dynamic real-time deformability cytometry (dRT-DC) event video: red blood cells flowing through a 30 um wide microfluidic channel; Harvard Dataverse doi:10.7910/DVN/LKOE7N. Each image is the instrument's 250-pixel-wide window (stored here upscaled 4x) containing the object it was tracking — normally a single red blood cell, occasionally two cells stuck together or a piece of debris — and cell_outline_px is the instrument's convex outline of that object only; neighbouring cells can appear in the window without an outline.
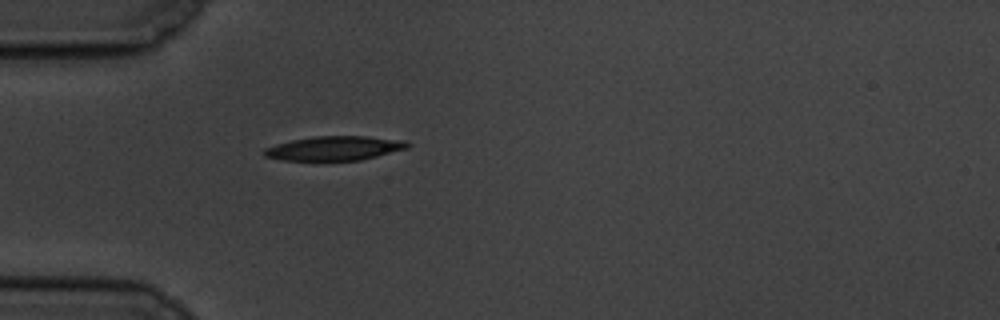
{"species": "common noctule bat (a hibernating species)", "species_latin": "Nyctalus noctula", "temperature_condition": "cold", "stored_images_in_passage": 42, "camera_frame_rate_fps": 3000, "um_per_image_px": 0.085, "animal": {"sex": "male", "body_mass_g": 19.5, "forearm_length_mm": 54.6}, "frame": {"image": 1, "passage_image": 1, "time_ms": 0.0, "image_size_px": [1000, 320], "cell_outline_px": [[412, 144], [408, 148], [360, 160], [284, 160], [264, 156], [264, 148], [276, 144], [292, 140], [312, 136], [364, 136], [408, 140]], "centroid_in_image_um": [28.47, 12.59], "position_along_channel_um": 56.5, "area_um2": 20.23}}
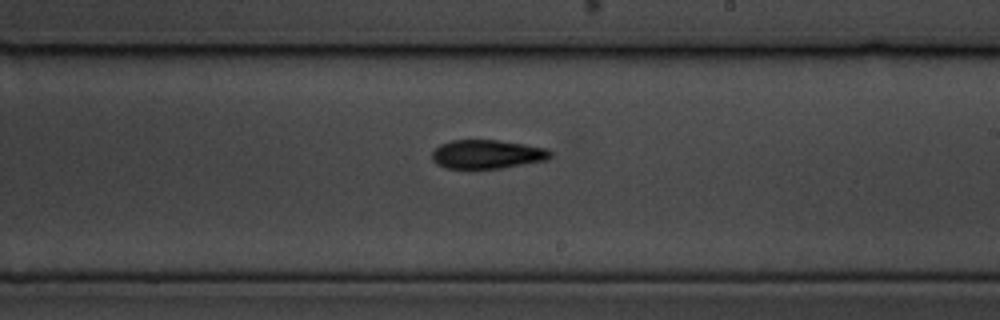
{"frame": {"image": 2, "passage_image": 18, "time_ms": 5.667, "image_size_px": [1000, 320], "cell_outline_px": [[552, 156], [548, 160], [500, 168], [444, 168], [436, 164], [432, 160], [432, 152], [440, 144], [452, 140], [496, 140], [524, 144], [548, 148], [552, 152]], "centroid_in_image_um": [41.42, 13.11], "position_along_channel_um": 247.6, "area_um2": 19.94}}
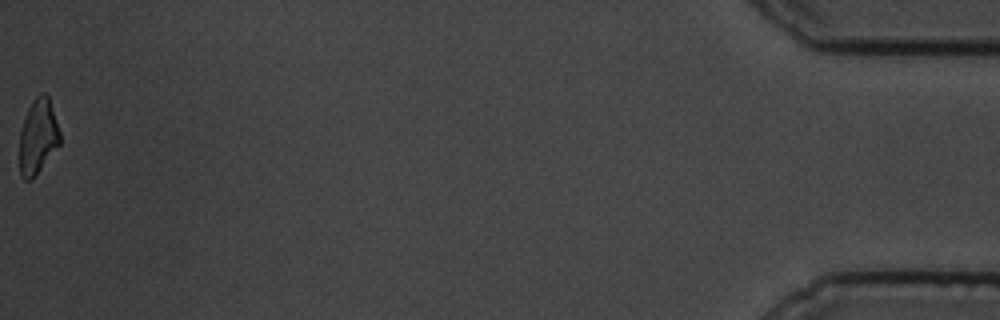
{"frame": {"image": 3, "passage_image": 42, "time_ms": 13.667, "image_size_px": [1000, 320], "cell_outline_px": [[60, 144], [32, 180], [24, 180], [20, 176], [20, 132], [28, 108], [32, 100], [40, 92], [44, 92], [48, 96], [60, 132]], "centroid_in_image_um": [3.22, 11.62], "position_along_channel_um": 432.0, "area_um2": 17.57}, "authors_computed_cell_mechanics": {"area_um2": 19.5942, "velocity_mm_per_s": 3.4917, "shape_relaxation_time_tau1_ms": 4.5807, "shape_relaxation_time_tau2_ms": 3.8067, "deformation_change_tau1": 0.154, "deformation_change_tau2": 0.1156}}